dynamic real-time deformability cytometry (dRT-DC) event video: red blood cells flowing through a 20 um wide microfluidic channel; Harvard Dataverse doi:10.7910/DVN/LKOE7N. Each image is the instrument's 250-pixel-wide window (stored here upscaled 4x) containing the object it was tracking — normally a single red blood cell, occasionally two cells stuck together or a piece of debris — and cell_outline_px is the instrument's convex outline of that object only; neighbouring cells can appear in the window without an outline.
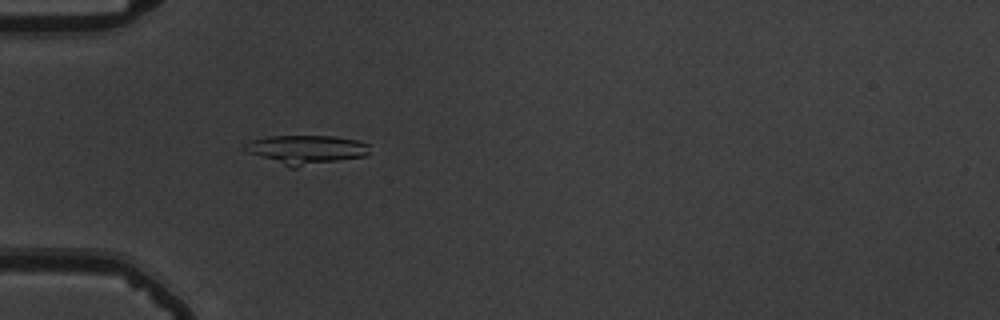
{"species": "common noctule bat (a hibernating species)", "species_latin": "Nyctalus noctula", "temperature_condition": "warm", "stored_images_in_passage": 40, "camera_frame_rate_fps": 3000, "um_per_image_px": 0.085, "animal": {"sex": "male", "body_mass_g": 19.5, "forearm_length_mm": 54.6}, "frame": {"image": 1, "passage_image": 2, "time_ms": 0.333, "image_size_px": [1000, 320], "cell_outline_px": [[368, 156], [296, 168], [288, 168], [248, 152], [240, 148], [244, 144], [252, 140], [268, 136], [332, 136], [356, 140], [368, 144]], "centroid_in_image_um": [25.99, 12.73], "position_along_channel_um": 59.0, "area_um2": 21.39}}
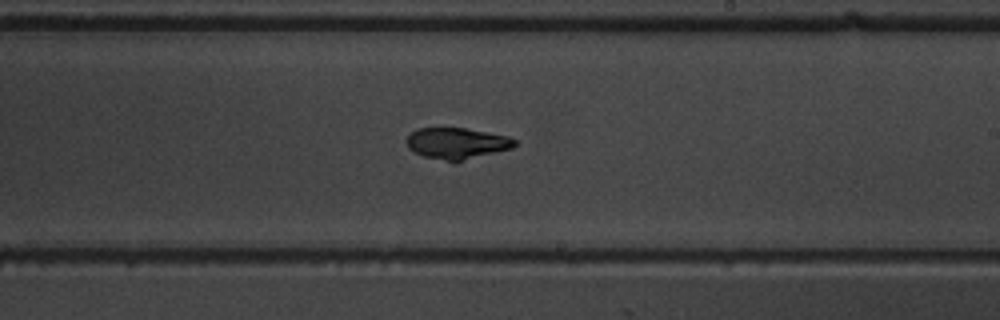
{"frame": {"image": 2, "passage_image": 18, "time_ms": 5.667, "image_size_px": [1000, 320], "cell_outline_px": [[516, 144], [512, 148], [460, 160], [448, 160], [424, 156], [408, 148], [404, 140], [416, 128], [464, 128], [488, 132], [508, 136], [516, 140]], "centroid_in_image_um": [38.8, 12.15], "position_along_channel_um": 250.2, "area_um2": 19.19}}
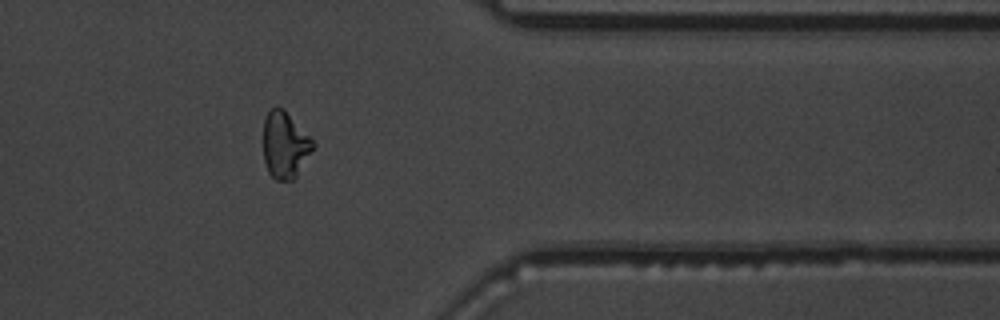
{"frame": {"image": 3, "passage_image": 30, "time_ms": 9.667, "image_size_px": [1000, 320], "cell_outline_px": [[316, 148], [296, 176], [292, 180], [276, 180], [268, 172], [264, 160], [264, 120], [268, 112], [276, 104], [284, 108], [316, 144]], "centroid_in_image_um": [24.24, 12.31], "position_along_channel_um": 387.2, "area_um2": 19.48}, "authors_computed_cell_mechanics": {"area_um2": 20.6924, "velocity_mm_per_s": 3.7084, "shape_relaxation_time_tau1_ms": 4.9431, "shape_relaxation_time_tau2_ms": null, "deformation_change_tau1": 0.1567, "deformation_change_tau2": null}}